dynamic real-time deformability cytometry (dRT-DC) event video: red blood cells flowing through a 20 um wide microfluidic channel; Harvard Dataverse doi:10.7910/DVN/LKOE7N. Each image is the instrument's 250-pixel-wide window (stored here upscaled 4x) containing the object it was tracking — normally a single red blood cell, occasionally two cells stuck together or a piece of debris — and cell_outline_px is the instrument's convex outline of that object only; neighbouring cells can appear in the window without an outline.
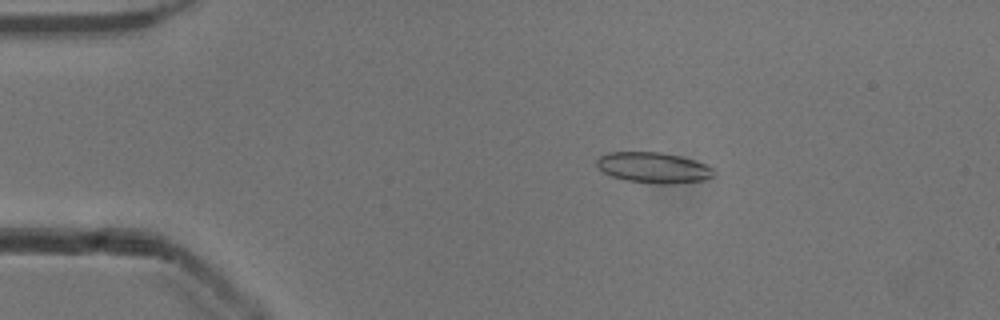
{"species": "common noctule bat (a hibernating species)", "species_latin": "Nyctalus noctula", "temperature_condition": "cold", "stored_images_in_passage": 48, "camera_frame_rate_fps": 3000, "um_per_image_px": 0.085, "animal": {"sex": "male", "body_mass_g": 13.3}, "frame": {"image": 1, "passage_image": 5, "time_ms": 1.333, "image_size_px": [1000, 320], "cell_outline_px": [[716, 176], [704, 180], [664, 184], [628, 180], [612, 176], [596, 168], [596, 160], [600, 156], [608, 152], [660, 152], [680, 156], [704, 164], [712, 168], [716, 172]], "centroid_in_image_um": [55.53, 14.24], "position_along_channel_um": 29.5, "area_um2": 20.75}}
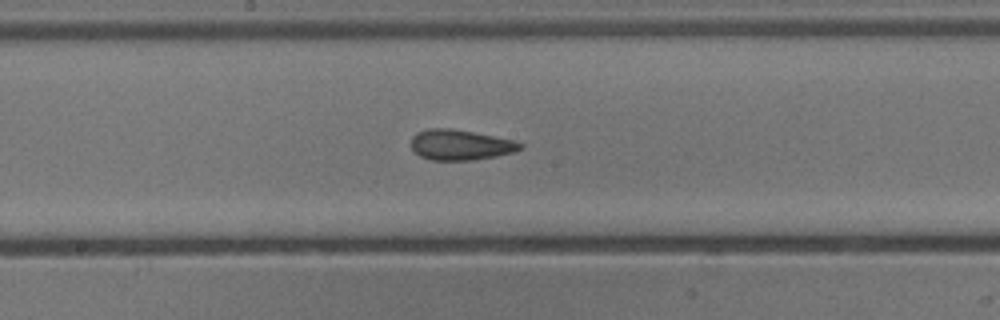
{"frame": {"image": 2, "passage_image": 23, "time_ms": 7.333, "image_size_px": [1000, 320], "cell_outline_px": [[524, 148], [516, 152], [496, 156], [472, 160], [432, 160], [420, 156], [412, 148], [412, 136], [416, 132], [428, 128], [452, 128], [512, 140], [524, 144]], "centroid_in_image_um": [39.14, 12.31], "position_along_channel_um": 209.1, "area_um2": 19.31}}
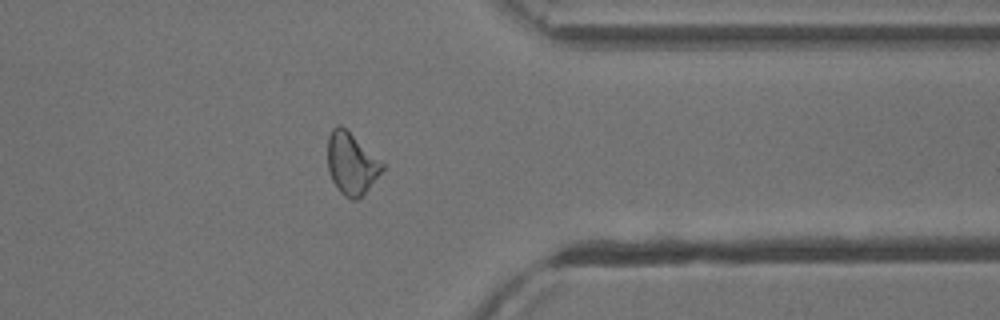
{"frame": {"image": 3, "passage_image": 37, "time_ms": 12.0, "image_size_px": [1000, 320], "cell_outline_px": [[384, 168], [368, 188], [356, 200], [352, 200], [344, 196], [340, 192], [332, 180], [328, 168], [328, 136], [332, 128], [336, 124], [340, 124], [380, 160], [384, 164]], "centroid_in_image_um": [29.84, 13.89], "position_along_channel_um": 381.6, "area_um2": 19.25}, "authors_computed_cell_mechanics": {"area_um2": 19.8254, "velocity_mm_per_s": 3.9177, "shape_relaxation_time_tau1_ms": null, "shape_relaxation_time_tau2_ms": 2.134, "deformation_change_tau1": null, "deformation_change_tau2": 0.0804}}